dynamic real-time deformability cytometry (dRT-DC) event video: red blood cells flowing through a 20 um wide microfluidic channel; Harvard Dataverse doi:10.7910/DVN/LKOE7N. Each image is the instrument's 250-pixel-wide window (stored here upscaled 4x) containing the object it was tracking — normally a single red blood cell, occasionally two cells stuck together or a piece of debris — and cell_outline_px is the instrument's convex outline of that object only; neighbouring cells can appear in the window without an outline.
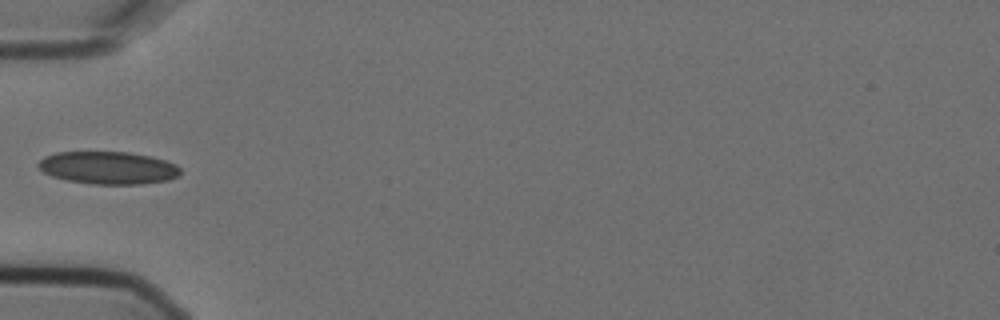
{"species": "Egyptian fruit bat (a non-hibernating species)", "species_latin": "Rousettus aegyptiacus", "temperature_condition": "cold", "stored_images_in_passage": 2, "camera_frame_rate_fps": 3000, "um_per_image_px": 0.085, "animal": {"sex": "female"}, "frame": {"image": 1, "passage_image": 2, "time_ms": 0.333, "image_size_px": [1000, 320], "cell_outline_px": [[180, 176], [168, 180], [140, 184], [92, 184], [68, 180], [52, 176], [44, 172], [36, 164], [44, 156], [56, 152], [128, 152], [152, 156], [176, 164], [180, 168]], "centroid_in_image_um": [9.21, 14.26], "position_along_channel_um": 75.8, "area_um2": 27.05}}